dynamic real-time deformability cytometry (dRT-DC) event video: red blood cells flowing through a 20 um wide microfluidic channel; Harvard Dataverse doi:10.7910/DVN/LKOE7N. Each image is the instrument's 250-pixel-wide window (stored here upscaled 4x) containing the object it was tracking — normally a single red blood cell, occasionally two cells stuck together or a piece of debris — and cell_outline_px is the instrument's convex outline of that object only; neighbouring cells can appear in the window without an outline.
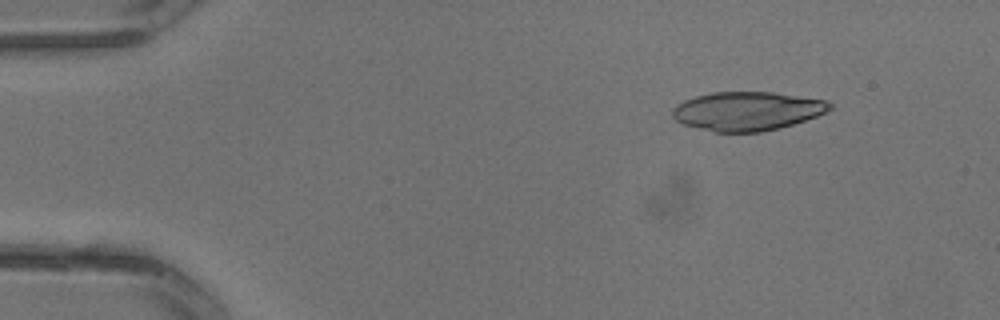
{"species": "common noctule bat (a hibernating species)", "species_latin": "Nyctalus noctula", "temperature_condition": "warm", "stored_images_in_passage": 2, "camera_frame_rate_fps": 3000, "um_per_image_px": 0.085, "animal": {"sex": "male", "body_mass_g": 13.3}, "frame": {"image": 1, "passage_image": 1, "time_ms": 0.0, "image_size_px": [1000, 320], "cell_outline_px": [[832, 108], [816, 116], [780, 128], [760, 132], [716, 132], [684, 124], [676, 120], [672, 116], [672, 108], [676, 104], [684, 100], [696, 96], [712, 92], [772, 92], [824, 100], [832, 104]], "centroid_in_image_um": [63.47, 9.44], "position_along_channel_um": 21.5, "area_um2": 35.32}}